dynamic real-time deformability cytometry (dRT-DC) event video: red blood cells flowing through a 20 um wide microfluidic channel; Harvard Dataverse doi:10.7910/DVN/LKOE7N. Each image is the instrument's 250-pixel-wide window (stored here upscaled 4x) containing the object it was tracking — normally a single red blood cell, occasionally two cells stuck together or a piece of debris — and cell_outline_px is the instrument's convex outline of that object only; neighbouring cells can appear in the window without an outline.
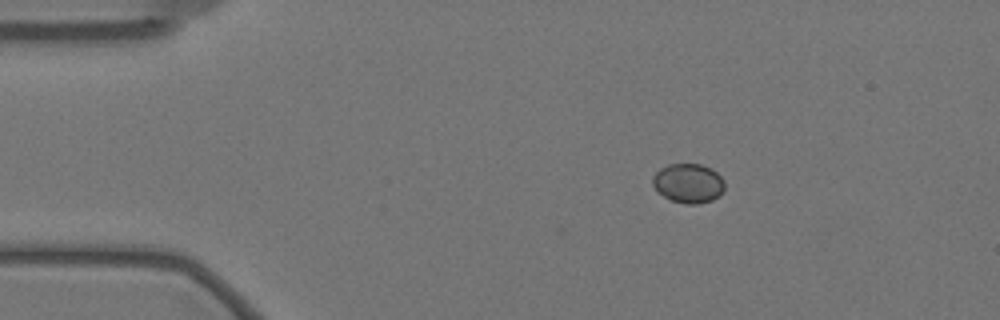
{"species": "Egyptian fruit bat (a non-hibernating species)", "species_latin": "Rousettus aegyptiacus", "temperature_condition": "warm", "stored_images_in_passage": 50, "camera_frame_rate_fps": 3000, "um_per_image_px": 0.085, "animal": {"sex": "female"}, "frame": {"image": 1, "passage_image": 1, "time_ms": 0.0, "image_size_px": [1000, 320], "cell_outline_px": [[724, 192], [720, 196], [712, 200], [696, 204], [688, 204], [672, 200], [656, 192], [652, 184], [652, 176], [660, 168], [668, 164], [700, 164], [712, 168], [724, 180]], "centroid_in_image_um": [58.51, 15.57], "position_along_channel_um": 26.5, "area_um2": 16.7}}
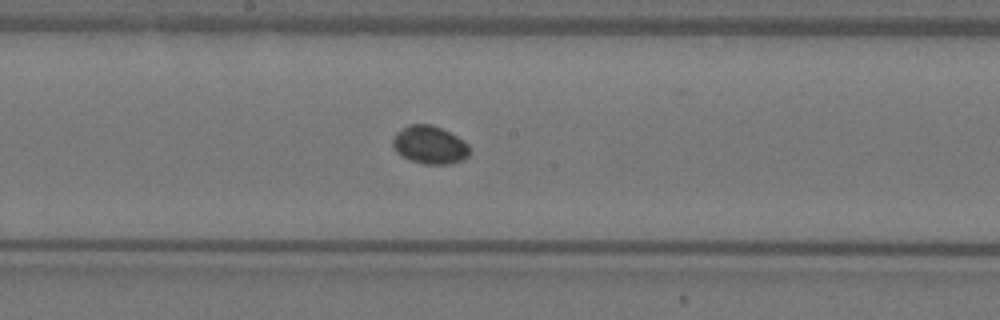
{"frame": {"image": 2, "passage_image": 22, "time_ms": 7.0, "image_size_px": [1000, 320], "cell_outline_px": [[468, 156], [464, 160], [448, 164], [424, 164], [412, 160], [396, 152], [392, 144], [392, 140], [396, 132], [408, 124], [432, 124], [456, 136], [468, 144]], "centroid_in_image_um": [36.5, 12.31], "position_along_channel_um": 211.7, "area_um2": 16.88}}
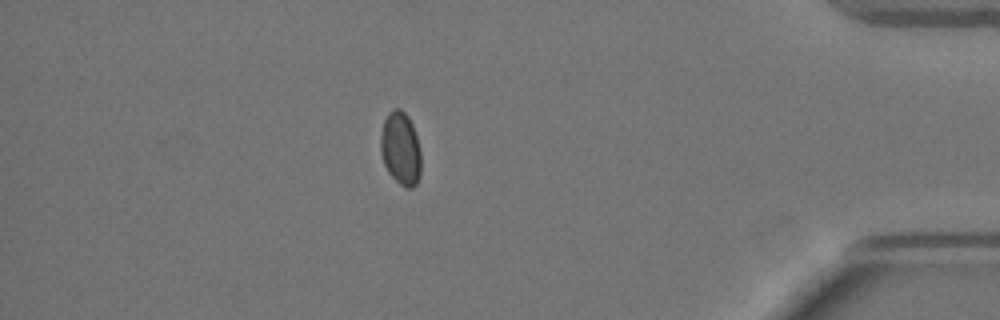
{"frame": {"image": 3, "passage_image": 42, "time_ms": 13.667, "image_size_px": [1000, 320], "cell_outline_px": [[420, 176], [416, 184], [412, 188], [404, 188], [388, 172], [384, 164], [380, 152], [380, 136], [384, 120], [388, 112], [392, 108], [400, 108], [408, 116], [412, 124], [420, 148]], "centroid_in_image_um": [34.04, 12.62], "position_along_channel_um": 401.2, "area_um2": 17.4}}